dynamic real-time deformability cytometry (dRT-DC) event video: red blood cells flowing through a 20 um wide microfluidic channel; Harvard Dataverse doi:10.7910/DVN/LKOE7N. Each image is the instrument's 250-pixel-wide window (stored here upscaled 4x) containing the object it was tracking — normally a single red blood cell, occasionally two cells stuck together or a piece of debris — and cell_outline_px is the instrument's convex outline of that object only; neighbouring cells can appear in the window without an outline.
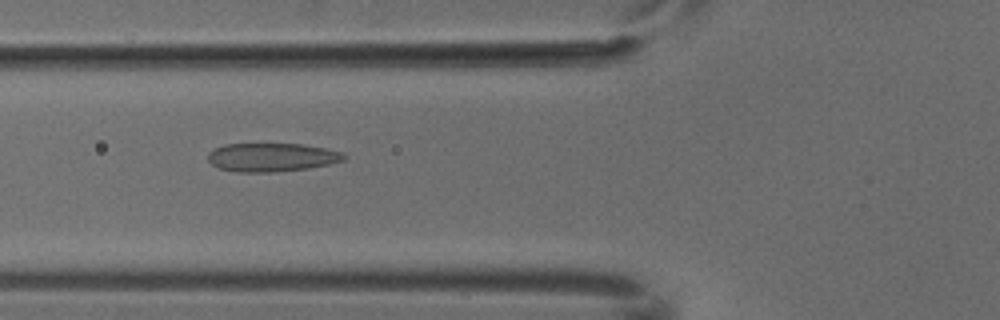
{"species": "common noctule bat (a hibernating species)", "species_latin": "Nyctalus noctula", "temperature_condition": "cold", "stored_images_in_passage": 7, "camera_frame_rate_fps": 3000, "um_per_image_px": 0.085, "animal": {"sex": "male", "body_mass_g": 18.8}, "frame": {"image": 1, "passage_image": 5, "time_ms": 1.333, "image_size_px": [1000, 320], "cell_outline_px": [[348, 156], [344, 160], [328, 164], [308, 168], [276, 172], [240, 172], [220, 168], [212, 164], [208, 160], [208, 152], [212, 148], [224, 144], [304, 144], [324, 148], [340, 152]], "centroid_in_image_um": [23.07, 13.36], "position_along_channel_um": 102.7, "area_um2": 22.6}}
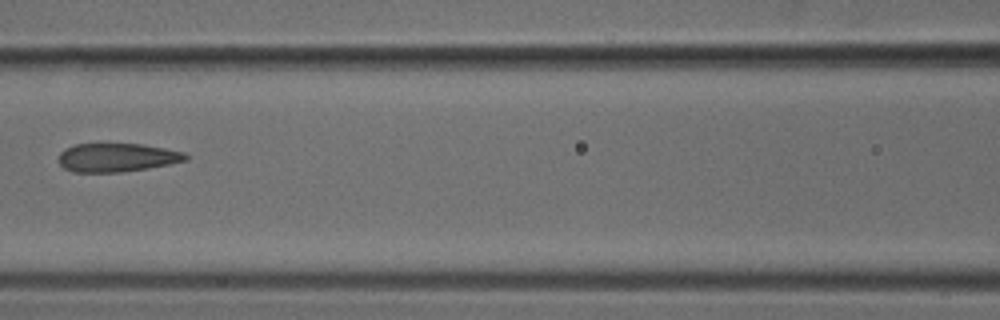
{"frame": {"image": 2, "passage_image": 6, "time_ms": 1.667, "image_size_px": [1000, 320], "cell_outline_px": [[188, 160], [148, 168], [120, 172], [72, 172], [64, 168], [60, 164], [60, 152], [64, 148], [76, 144], [144, 144], [184, 152], [188, 156]], "centroid_in_image_um": [9.94, 13.39], "position_along_channel_um": 156.7, "area_um2": 21.1}}
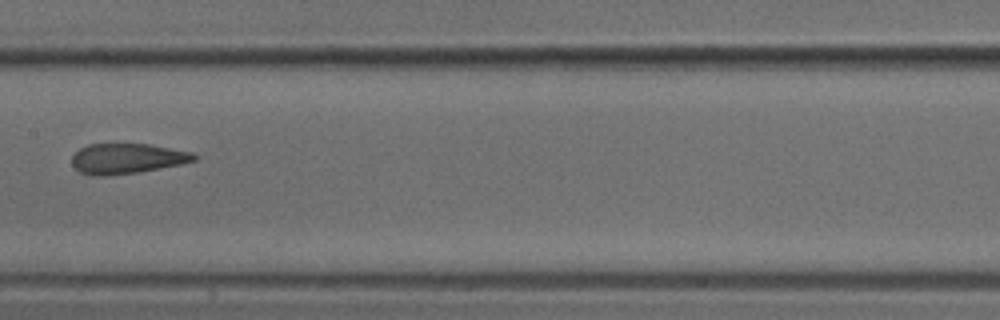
{"frame": {"image": 3, "passage_image": 7, "time_ms": 2.0, "image_size_px": [1000, 320], "cell_outline_px": [[196, 160], [180, 164], [136, 172], [104, 176], [92, 176], [80, 172], [72, 164], [72, 156], [80, 148], [88, 144], [148, 144], [192, 152], [196, 156]], "centroid_in_image_um": [10.76, 13.47], "position_along_channel_um": 196.6, "area_um2": 21.27}}